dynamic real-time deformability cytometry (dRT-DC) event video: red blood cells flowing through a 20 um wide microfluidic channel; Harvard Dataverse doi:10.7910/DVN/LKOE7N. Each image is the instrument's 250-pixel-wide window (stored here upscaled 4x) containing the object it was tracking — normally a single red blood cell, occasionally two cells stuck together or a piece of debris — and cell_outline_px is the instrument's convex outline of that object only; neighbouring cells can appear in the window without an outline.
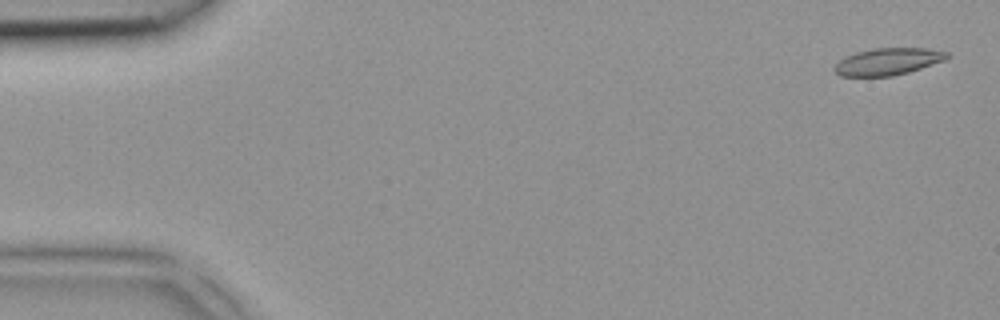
{"species": "common noctule bat (a hibernating species)", "species_latin": "Nyctalus noctula", "temperature_condition": "room temperature", "stored_images_in_passage": 2, "camera_frame_rate_fps": 3000, "um_per_image_px": 0.085, "animal": {"sex": "female", "body_mass_g": 18.4}, "frame": {"image": 1, "passage_image": 1, "time_ms": 0.0, "image_size_px": [1000, 320], "cell_outline_px": [[948, 56], [944, 60], [908, 72], [892, 76], [840, 76], [832, 68], [844, 56], [856, 52], [876, 48], [928, 48], [948, 52]], "centroid_in_image_um": [75.44, 5.23], "position_along_channel_um": 9.6, "area_um2": 17.57}}